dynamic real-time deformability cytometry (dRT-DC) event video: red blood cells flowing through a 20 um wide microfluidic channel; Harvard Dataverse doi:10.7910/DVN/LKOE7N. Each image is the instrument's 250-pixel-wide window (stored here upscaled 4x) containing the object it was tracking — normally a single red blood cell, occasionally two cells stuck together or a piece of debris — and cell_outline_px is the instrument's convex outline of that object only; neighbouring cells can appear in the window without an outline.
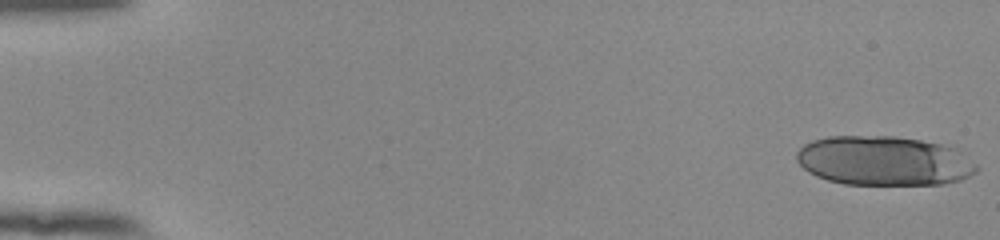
{"species": "human", "species_latin": "Homo sapiens", "temperature_condition": "room temperature", "stored_images_in_passage": 19, "camera_frame_rate_fps": 3000, "um_per_image_px": 0.085, "donor": {"sex": "female"}, "frame": {"image": 1, "passage_image": 1, "time_ms": 0.0, "image_size_px": [1000, 240], "cell_outline_px": [[980, 168], [976, 172], [960, 180], [944, 184], [844, 184], [828, 180], [816, 176], [808, 172], [796, 160], [796, 152], [804, 144], [812, 140], [828, 136], [896, 136], [920, 140], [940, 144], [956, 148], [976, 164]], "centroid_in_image_um": [75.12, 13.66], "position_along_channel_um": 9.9, "area_um2": 51.96}}
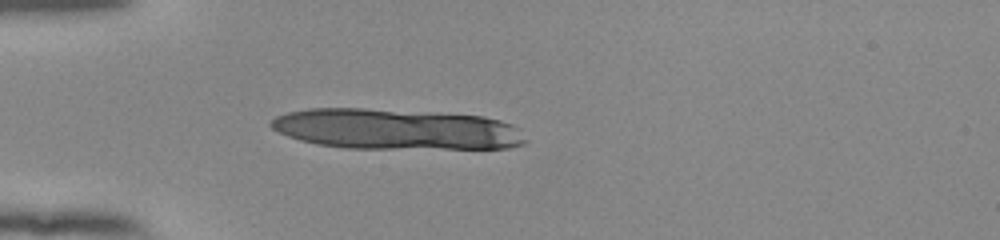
{"frame": {"image": 2, "passage_image": 16, "time_ms": 5.0, "image_size_px": [1000, 240], "cell_outline_px": [[528, 140], [524, 144], [508, 148], [348, 148], [316, 144], [300, 140], [288, 136], [272, 128], [268, 124], [276, 116], [288, 112], [308, 108], [364, 108], [428, 112], [484, 116], [500, 120], [512, 124], [520, 128]], "centroid_in_image_um": [33.7, 10.98], "position_along_channel_um": 51.3, "area_um2": 60.46}}